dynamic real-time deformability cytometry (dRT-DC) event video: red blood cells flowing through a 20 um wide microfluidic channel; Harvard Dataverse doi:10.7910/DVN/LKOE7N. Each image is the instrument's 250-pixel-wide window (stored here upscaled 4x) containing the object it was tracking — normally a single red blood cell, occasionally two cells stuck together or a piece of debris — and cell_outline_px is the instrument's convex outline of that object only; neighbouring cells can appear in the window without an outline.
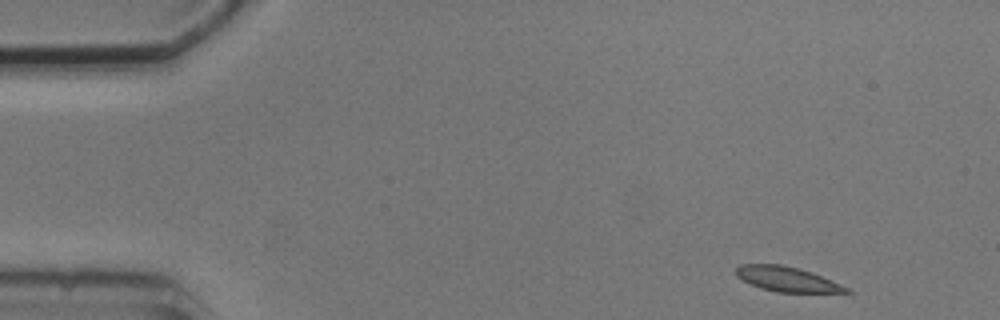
{"species": "common noctule bat (a hibernating species)", "species_latin": "Nyctalus noctula", "temperature_condition": "cold", "stored_images_in_passage": 4, "camera_frame_rate_fps": 3000, "um_per_image_px": 0.085, "animal": {"sex": "male", "body_mass_g": 20.5, "forearm_length_mm": 52.5}, "frame": {"image": 1, "passage_image": 1, "time_ms": 0.0, "image_size_px": [1000, 320], "cell_outline_px": [[852, 292], [776, 292], [760, 288], [736, 276], [736, 268], [740, 264], [780, 264], [812, 272], [832, 280], [848, 288]], "centroid_in_image_um": [66.88, 23.72], "position_along_channel_um": 18.1, "area_um2": 15.72}}
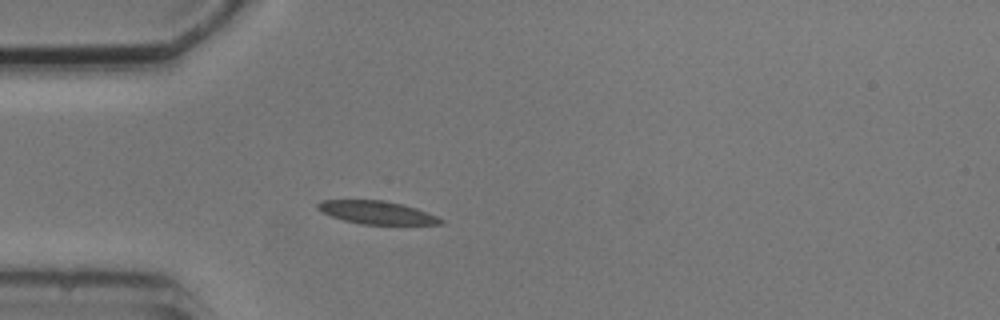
{"frame": {"image": 2, "passage_image": 4, "time_ms": 3.333, "image_size_px": [1000, 320], "cell_outline_px": [[444, 224], [360, 224], [344, 220], [320, 212], [316, 208], [316, 204], [320, 200], [384, 200], [404, 204], [428, 212], [444, 220]], "centroid_in_image_um": [32.01, 18.05], "position_along_channel_um": 53.0, "area_um2": 16.59}}